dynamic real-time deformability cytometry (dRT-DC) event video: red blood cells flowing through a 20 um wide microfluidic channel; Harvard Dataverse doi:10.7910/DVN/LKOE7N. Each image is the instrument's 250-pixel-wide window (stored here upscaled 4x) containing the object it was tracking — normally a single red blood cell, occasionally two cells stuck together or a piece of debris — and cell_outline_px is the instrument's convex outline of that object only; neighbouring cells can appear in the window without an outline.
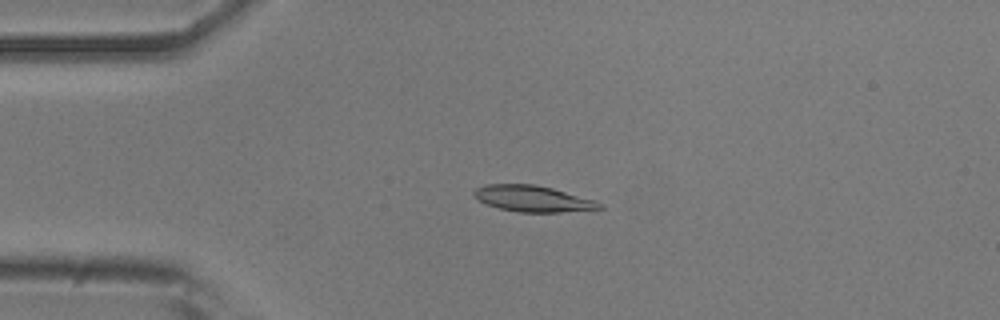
{"species": "common noctule bat (a hibernating species)", "species_latin": "Nyctalus noctula", "temperature_condition": "room temperature", "stored_images_in_passage": 32, "camera_frame_rate_fps": 3000, "um_per_image_px": 0.085, "animal": {"sex": "male", "body_mass_g": 20.5, "forearm_length_mm": 52.5}, "frame": {"image": 1, "passage_image": 11, "time_ms": 3.333, "image_size_px": [1000, 320], "cell_outline_px": [[604, 208], [560, 212], [520, 212], [500, 208], [488, 204], [472, 196], [472, 192], [476, 188], [484, 184], [536, 184], [552, 188], [596, 200], [604, 204]], "centroid_in_image_um": [45.3, 16.87], "position_along_channel_um": 39.7, "area_um2": 19.13}}
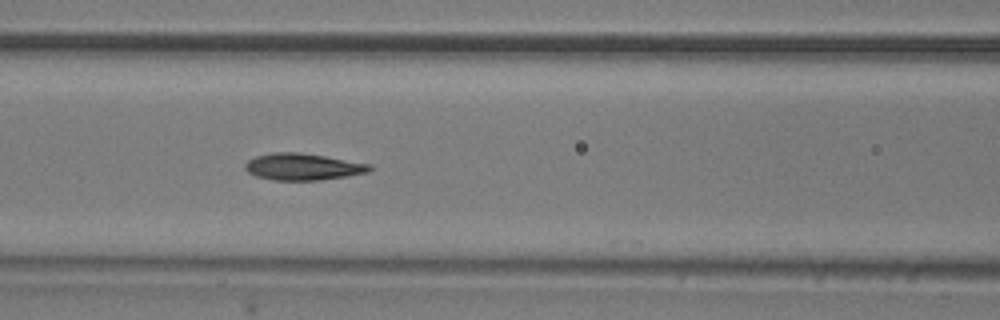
{"frame": {"image": 2, "passage_image": 21, "time_ms": 6.667, "image_size_px": [1000, 320], "cell_outline_px": [[372, 168], [368, 172], [348, 176], [320, 180], [272, 180], [256, 176], [248, 172], [244, 168], [244, 164], [248, 160], [256, 156], [272, 152], [296, 152], [324, 156], [372, 164]], "centroid_in_image_um": [25.73, 14.17], "position_along_channel_um": 140.9, "area_um2": 19.42}}
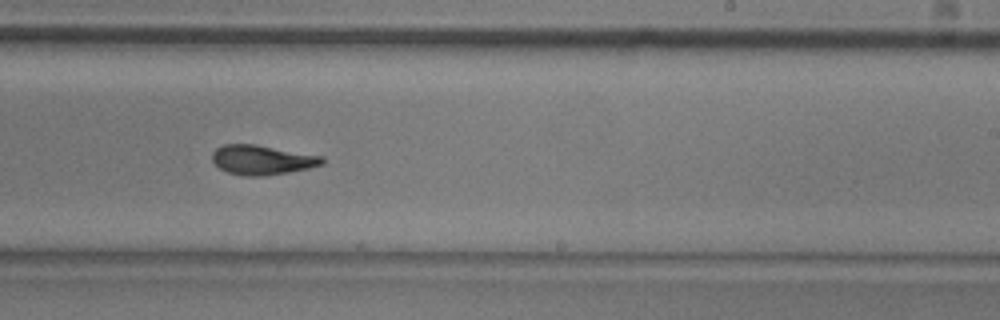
{"frame": {"image": 3, "passage_image": 31, "time_ms": 10.0, "image_size_px": [1000, 320], "cell_outline_px": [[324, 164], [308, 168], [288, 172], [264, 176], [244, 176], [228, 172], [220, 168], [212, 160], [212, 152], [216, 148], [224, 144], [256, 144], [324, 156]], "centroid_in_image_um": [22.29, 13.58], "position_along_channel_um": 266.7, "area_um2": 19.02}}